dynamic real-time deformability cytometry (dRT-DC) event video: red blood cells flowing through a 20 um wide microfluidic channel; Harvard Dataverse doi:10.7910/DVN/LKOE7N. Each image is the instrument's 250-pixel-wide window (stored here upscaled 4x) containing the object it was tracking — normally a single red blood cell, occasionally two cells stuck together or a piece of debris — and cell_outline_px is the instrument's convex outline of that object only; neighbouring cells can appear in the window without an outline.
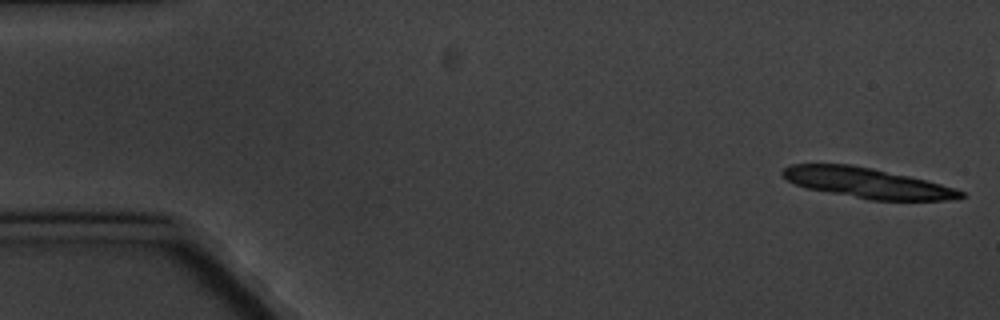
{"species": "common noctule bat (a hibernating species)", "species_latin": "Nyctalus noctula", "temperature_condition": "cold", "stored_images_in_passage": 7, "camera_frame_rate_fps": 3000, "um_per_image_px": 0.085, "animal": {"sex": "male", "body_mass_g": 20.1, "forearm_length_mm": 53.5}, "frame": {"image": 1, "passage_image": 1, "time_ms": 0.0, "image_size_px": [1000, 320], "cell_outline_px": [[964, 196], [944, 200], [868, 200], [808, 188], [796, 184], [788, 180], [780, 172], [784, 168], [792, 164], [852, 164], [872, 168], [908, 176], [940, 184], [964, 192]], "centroid_in_image_um": [73.66, 15.54], "position_along_channel_um": 11.3, "area_um2": 30.81}}